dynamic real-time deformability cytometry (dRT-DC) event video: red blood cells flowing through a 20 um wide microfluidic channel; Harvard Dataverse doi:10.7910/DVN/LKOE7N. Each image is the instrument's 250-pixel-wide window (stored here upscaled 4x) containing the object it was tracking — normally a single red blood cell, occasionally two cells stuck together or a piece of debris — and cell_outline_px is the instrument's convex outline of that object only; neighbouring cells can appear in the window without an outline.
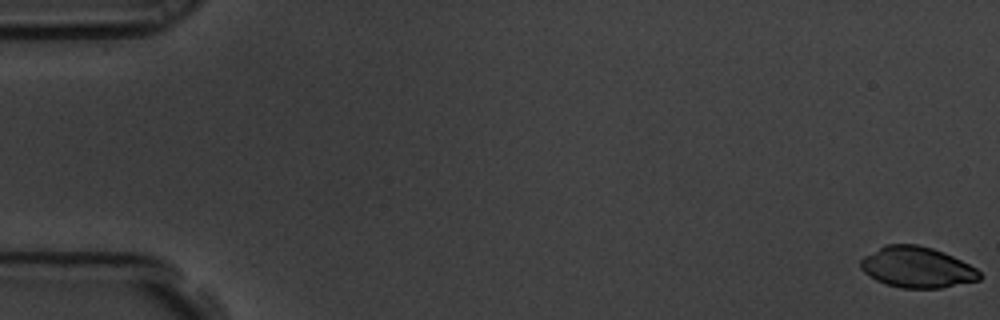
{"species": "common noctule bat (a hibernating species)", "species_latin": "Nyctalus noctula", "temperature_condition": "room temperature", "stored_images_in_passage": 59, "camera_frame_rate_fps": 3000, "um_per_image_px": 0.085, "animal": {"sex": "male", "body_mass_g": 19.5, "forearm_length_mm": 54.6}, "frame": {"image": 1, "passage_image": 1, "time_ms": 0.0, "image_size_px": [1000, 320], "cell_outline_px": [[984, 276], [980, 280], [940, 288], [904, 288], [884, 284], [868, 276], [860, 268], [860, 260], [864, 256], [884, 244], [916, 244], [932, 248], [944, 252], [976, 268]], "centroid_in_image_um": [77.93, 22.72], "position_along_channel_um": 7.1, "area_um2": 28.5}}
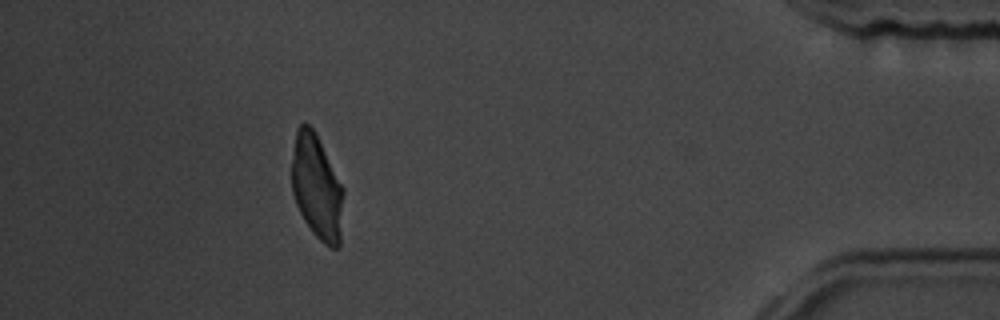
{"frame": {"image": 2, "passage_image": 53, "time_ms": 17.333, "image_size_px": [1000, 320], "cell_outline_px": [[344, 192], [340, 248], [332, 248], [324, 244], [312, 232], [304, 220], [296, 204], [292, 192], [292, 160], [296, 128], [300, 124], [308, 124], [316, 132], [344, 188]], "centroid_in_image_um": [26.95, 15.92], "position_along_channel_um": 408.3, "area_um2": 31.85}}